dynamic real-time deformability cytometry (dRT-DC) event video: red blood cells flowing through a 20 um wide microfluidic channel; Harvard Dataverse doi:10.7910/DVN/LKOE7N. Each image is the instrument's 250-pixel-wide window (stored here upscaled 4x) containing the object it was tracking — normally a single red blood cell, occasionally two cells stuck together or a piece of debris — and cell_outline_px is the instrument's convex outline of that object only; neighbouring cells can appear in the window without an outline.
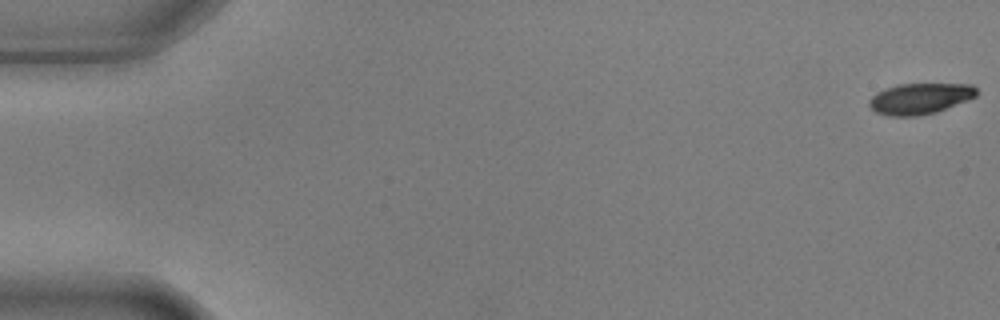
{"species": "common noctule bat (a hibernating species)", "species_latin": "Nyctalus noctula", "temperature_condition": "warm", "stored_images_in_passage": 6, "camera_frame_rate_fps": 3000, "um_per_image_px": 0.085, "animal": {"sex": "male", "body_mass_g": 17.9, "forearm_length_mm": 54.2}, "frame": {"image": 1, "passage_image": 1, "time_ms": 0.0, "image_size_px": [1000, 320], "cell_outline_px": [[976, 96], [968, 100], [936, 112], [916, 116], [888, 116], [876, 112], [868, 104], [868, 100], [876, 92], [884, 88], [896, 84], [972, 84], [976, 88]], "centroid_in_image_um": [78.16, 8.37], "position_along_channel_um": 6.8, "area_um2": 19.42}}
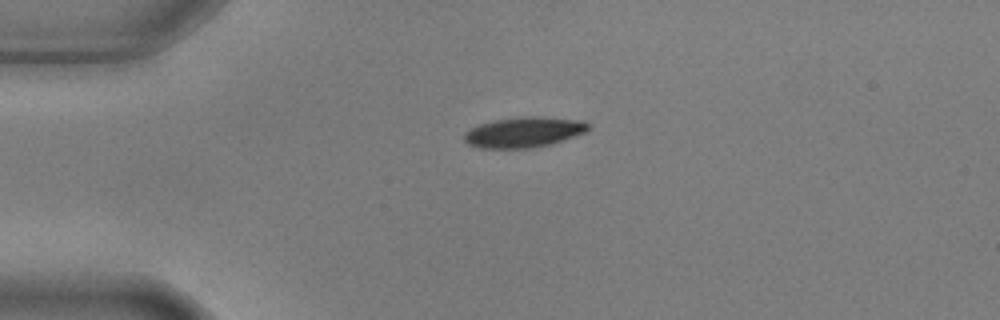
{"frame": {"image": 2, "passage_image": 4, "time_ms": 1.0, "image_size_px": [1000, 320], "cell_outline_px": [[588, 128], [584, 132], [548, 144], [528, 148], [480, 148], [468, 144], [464, 140], [464, 132], [480, 124], [496, 120], [524, 116], [536, 116], [584, 120], [588, 124]], "centroid_in_image_um": [44.48, 11.22], "position_along_channel_um": 40.5, "area_um2": 21.56}}
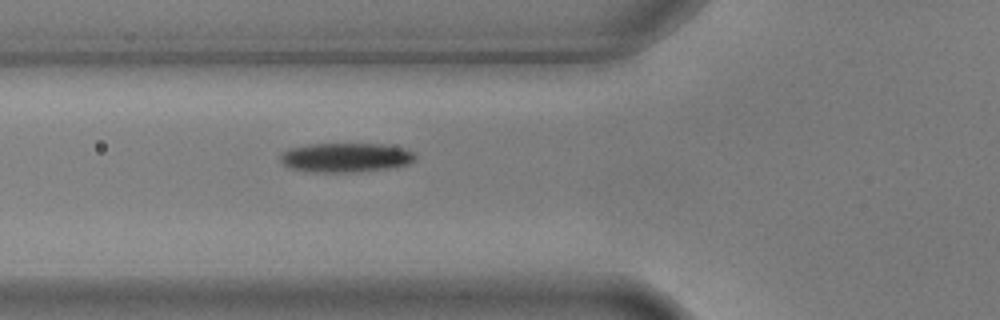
{"frame": {"image": 3, "passage_image": 6, "time_ms": 1.667, "image_size_px": [1000, 320], "cell_outline_px": [[416, 156], [408, 164], [388, 168], [356, 172], [316, 172], [288, 168], [280, 160], [280, 152], [288, 148], [308, 144], [384, 144], [404, 148], [412, 152]], "centroid_in_image_um": [29.33, 13.38], "position_along_channel_um": 96.5, "area_um2": 23.06}}